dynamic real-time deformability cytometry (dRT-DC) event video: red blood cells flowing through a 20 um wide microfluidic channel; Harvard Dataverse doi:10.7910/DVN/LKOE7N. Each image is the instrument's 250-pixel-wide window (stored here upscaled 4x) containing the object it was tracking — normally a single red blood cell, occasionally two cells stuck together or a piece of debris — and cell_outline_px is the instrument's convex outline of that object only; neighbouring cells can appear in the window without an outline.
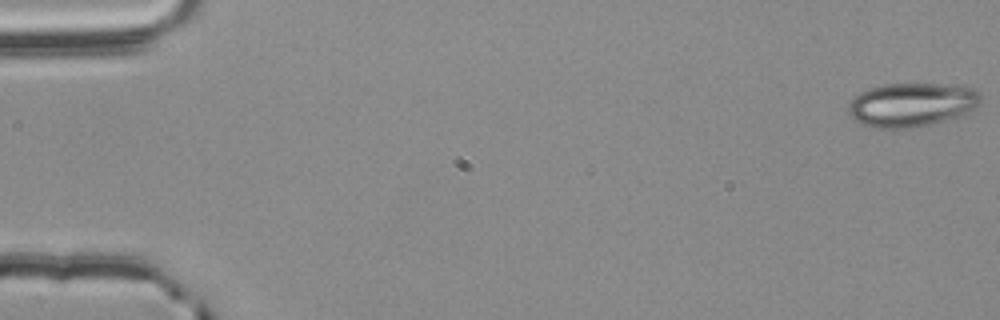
{"species": "common noctule bat (a hibernating species)", "species_latin": "Nyctalus noctula", "temperature_condition": "room temperature", "stored_images_in_passage": 14, "camera_frame_rate_fps": 3000, "um_per_image_px": 0.085, "animal": {"sex": "male", "body_mass_g": 20.4}, "frame": {"image": 1, "passage_image": 1, "time_ms": 0.0, "image_size_px": [1000, 320], "cell_outline_px": [[980, 104], [976, 108], [964, 116], [932, 124], [912, 128], [876, 128], [860, 124], [848, 112], [848, 104], [860, 92], [868, 88], [884, 84], [940, 84], [972, 88], [980, 92]], "centroid_in_image_um": [77.52, 8.91], "position_along_channel_um": 7.5, "area_um2": 34.1}}